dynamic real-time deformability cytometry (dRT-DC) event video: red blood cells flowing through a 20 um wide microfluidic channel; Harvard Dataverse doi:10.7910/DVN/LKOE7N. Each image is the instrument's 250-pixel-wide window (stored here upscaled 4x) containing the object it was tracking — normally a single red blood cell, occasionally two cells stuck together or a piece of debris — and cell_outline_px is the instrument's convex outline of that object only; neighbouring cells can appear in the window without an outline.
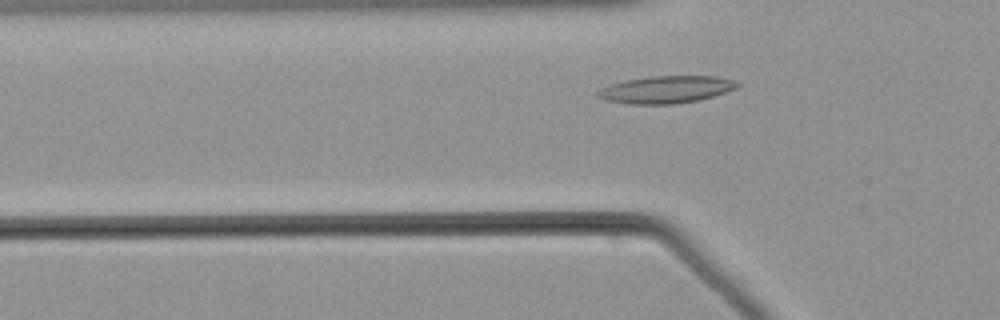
{"species": "common noctule bat (a hibernating species)", "species_latin": "Nyctalus noctula", "temperature_condition": "warm", "stored_images_in_passage": 38, "camera_frame_rate_fps": 3000, "um_per_image_px": 0.085, "animal": {"sex": "male", "body_mass_g": 21.5, "forearm_length_mm": 52.0}, "frame": {"image": 1, "passage_image": 2, "time_ms": 0.333, "image_size_px": [1000, 320], "cell_outline_px": [[740, 84], [736, 88], [712, 96], [696, 100], [672, 104], [628, 104], [608, 100], [596, 96], [596, 92], [612, 84], [624, 80], [648, 76], [716, 76], [732, 80]], "centroid_in_image_um": [56.6, 7.6], "position_along_channel_um": 69.2, "area_um2": 21.85}}
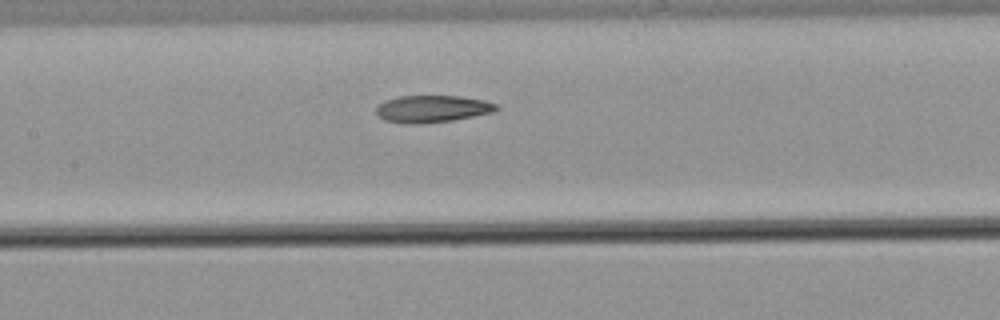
{"frame": {"image": 2, "passage_image": 10, "time_ms": 3.0, "image_size_px": [1000, 320], "cell_outline_px": [[500, 108], [496, 112], [452, 120], [420, 124], [404, 124], [384, 120], [376, 112], [376, 108], [384, 100], [400, 96], [460, 96], [484, 100], [496, 104]], "centroid_in_image_um": [36.76, 9.25], "position_along_channel_um": 170.6, "area_um2": 19.07}}
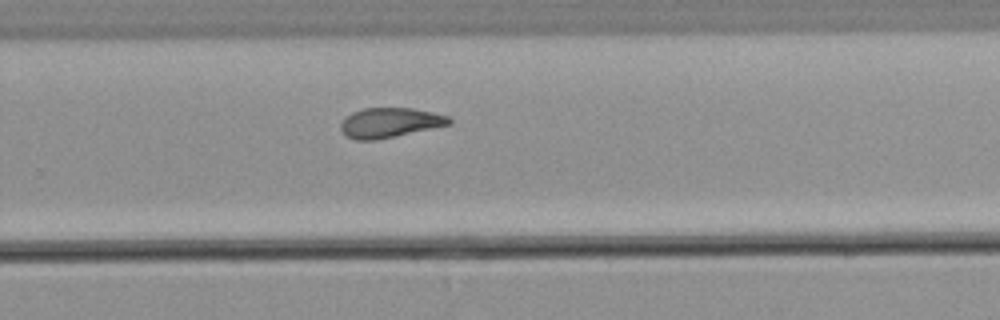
{"frame": {"image": 3, "passage_image": 20, "time_ms": 6.333, "image_size_px": [1000, 320], "cell_outline_px": [[452, 124], [376, 140], [356, 140], [348, 136], [340, 128], [340, 124], [352, 112], [364, 108], [412, 108], [432, 112], [448, 116], [452, 120]], "centroid_in_image_um": [33.16, 10.42], "position_along_channel_um": 296.6, "area_um2": 18.61}}